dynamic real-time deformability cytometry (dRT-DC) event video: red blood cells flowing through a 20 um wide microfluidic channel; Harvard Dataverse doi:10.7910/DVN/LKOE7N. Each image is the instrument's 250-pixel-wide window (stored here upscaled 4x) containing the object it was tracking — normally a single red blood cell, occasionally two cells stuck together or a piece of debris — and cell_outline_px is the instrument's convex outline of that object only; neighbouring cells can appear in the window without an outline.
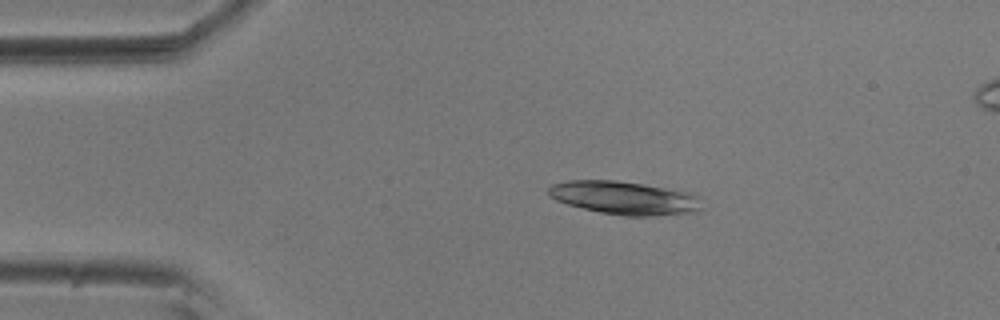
{"species": "common noctule bat (a hibernating species)", "species_latin": "Nyctalus noctula", "temperature_condition": "room temperature", "stored_images_in_passage": 54, "camera_frame_rate_fps": 3000, "um_per_image_px": 0.085, "animal": {"sex": "male", "body_mass_g": 20.5, "forearm_length_mm": 52.5}, "frame": {"image": 1, "passage_image": 10, "time_ms": 3.0, "image_size_px": [1000, 320], "cell_outline_px": [[700, 208], [696, 212], [648, 216], [624, 216], [600, 212], [568, 204], [556, 200], [548, 196], [548, 188], [552, 184], [568, 180], [616, 180], [644, 184], [696, 192]], "centroid_in_image_um": [53.08, 16.8], "position_along_channel_um": 31.9, "area_um2": 29.82}}